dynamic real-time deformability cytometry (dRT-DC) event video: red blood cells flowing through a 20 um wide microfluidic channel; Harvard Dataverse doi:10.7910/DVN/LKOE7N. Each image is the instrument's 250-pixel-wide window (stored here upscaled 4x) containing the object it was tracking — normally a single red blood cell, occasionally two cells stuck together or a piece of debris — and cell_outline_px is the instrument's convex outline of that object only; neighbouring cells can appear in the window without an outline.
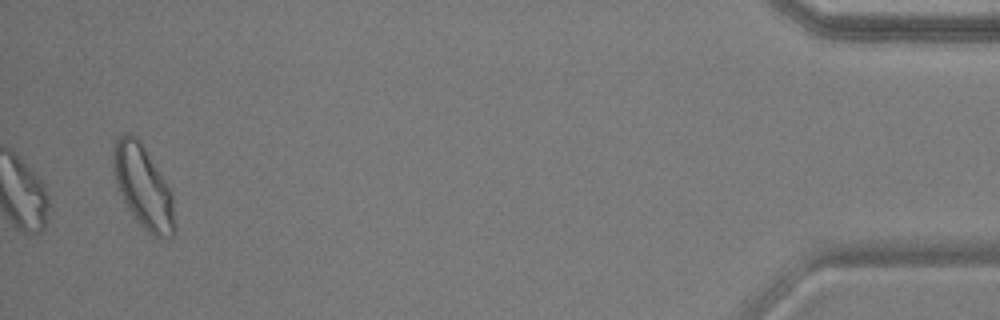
{"species": "common noctule bat (a hibernating species)", "species_latin": "Nyctalus noctula", "temperature_condition": "warm", "stored_images_in_passage": 37, "camera_frame_rate_fps": 3000, "um_per_image_px": 0.085, "animal": {"sex": "male", "body_mass_g": 17.9, "forearm_length_mm": 54.2}, "frame": {"image": 1, "passage_image": 37, "time_ms": 12.0, "image_size_px": [1000, 320], "cell_outline_px": [[176, 228], [172, 236], [152, 236], [144, 228], [128, 208], [116, 184], [112, 160], [112, 148], [116, 140], [124, 132], [128, 132], [136, 136], [140, 140], [164, 180], [172, 196], [176, 224]], "centroid_in_image_um": [12.15, 15.84], "position_along_channel_um": 423.0, "area_um2": 29.13}, "authors_computed_cell_mechanics": {"area_um2": 16.762, "velocity_mm_per_s": 3.8971, "shape_relaxation_time_tau1_ms": null, "shape_relaxation_time_tau2_ms": 9.5042, "deformation_change_tau1": null, "deformation_change_tau2": 0.2659}}